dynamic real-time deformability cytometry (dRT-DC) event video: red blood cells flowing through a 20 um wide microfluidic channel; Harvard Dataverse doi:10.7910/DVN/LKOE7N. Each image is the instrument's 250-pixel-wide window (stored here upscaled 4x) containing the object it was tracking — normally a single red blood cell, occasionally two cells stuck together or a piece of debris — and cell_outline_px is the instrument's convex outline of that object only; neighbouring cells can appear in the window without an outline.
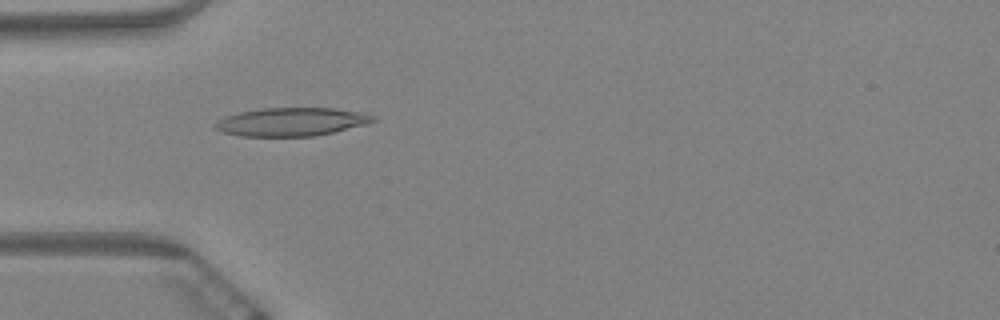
{"species": "Egyptian fruit bat (a non-hibernating species)", "species_latin": "Rousettus aegyptiacus", "temperature_condition": "warm", "stored_images_in_passage": 56, "camera_frame_rate_fps": 3000, "um_per_image_px": 0.085, "animal": {"sex": "female"}, "frame": {"image": 1, "passage_image": 14, "time_ms": 4.333, "image_size_px": [1000, 320], "cell_outline_px": [[376, 120], [368, 124], [316, 136], [240, 136], [224, 132], [216, 128], [212, 124], [216, 120], [224, 116], [240, 112], [260, 108], [336, 108], [368, 112], [376, 116]], "centroid_in_image_um": [24.83, 10.34], "position_along_channel_um": 60.2, "area_um2": 26.47}}
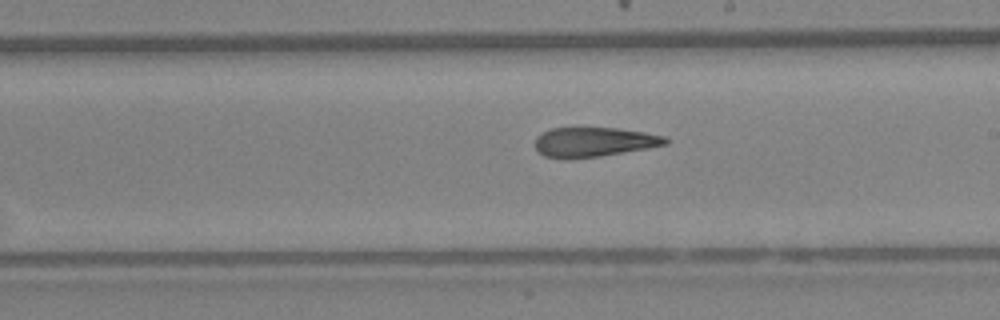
{"frame": {"image": 2, "passage_image": 30, "time_ms": 9.667, "image_size_px": [1000, 320], "cell_outline_px": [[668, 144], [648, 148], [600, 156], [568, 160], [544, 156], [536, 148], [536, 136], [552, 128], [616, 128], [644, 132], [664, 136], [668, 140]], "centroid_in_image_um": [50.47, 12.08], "position_along_channel_um": 238.5, "area_um2": 22.43}}
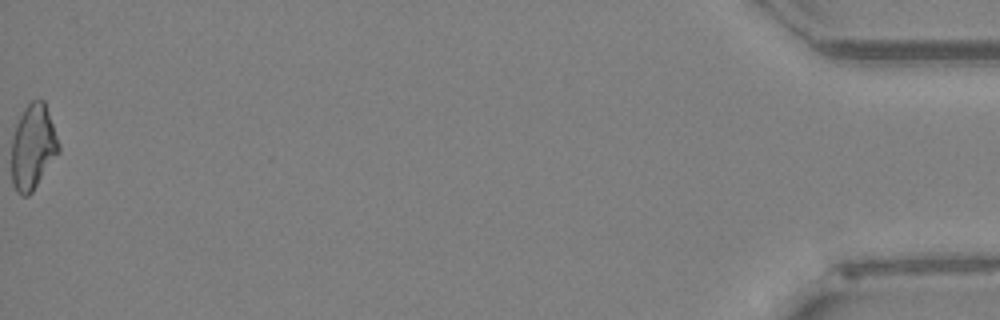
{"frame": {"image": 3, "passage_image": 56, "time_ms": 18.333, "image_size_px": [1000, 320], "cell_outline_px": [[60, 152], [32, 192], [28, 196], [24, 196], [16, 192], [12, 184], [12, 136], [16, 120], [24, 108], [32, 100], [44, 100], [60, 144]], "centroid_in_image_um": [2.79, 12.49], "position_along_channel_um": 432.4, "area_um2": 23.64}, "authors_computed_cell_mechanics": {"area_um2": 23.6691, "velocity_mm_per_s": 3.402, "shape_relaxation_time_tau1_ms": null, "shape_relaxation_time_tau2_ms": 5.6917, "deformation_change_tau1": null, "deformation_change_tau2": 0.1574}}